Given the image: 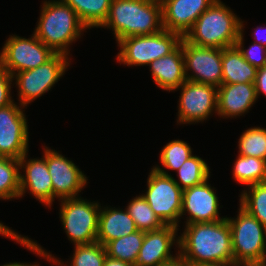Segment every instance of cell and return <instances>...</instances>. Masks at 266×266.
<instances>
[{
	"instance_id": "cell-30",
	"label": "cell",
	"mask_w": 266,
	"mask_h": 266,
	"mask_svg": "<svg viewBox=\"0 0 266 266\" xmlns=\"http://www.w3.org/2000/svg\"><path fill=\"white\" fill-rule=\"evenodd\" d=\"M247 187L239 194V205L266 227V182Z\"/></svg>"
},
{
	"instance_id": "cell-23",
	"label": "cell",
	"mask_w": 266,
	"mask_h": 266,
	"mask_svg": "<svg viewBox=\"0 0 266 266\" xmlns=\"http://www.w3.org/2000/svg\"><path fill=\"white\" fill-rule=\"evenodd\" d=\"M257 68L249 64L235 45L222 49V83H255Z\"/></svg>"
},
{
	"instance_id": "cell-3",
	"label": "cell",
	"mask_w": 266,
	"mask_h": 266,
	"mask_svg": "<svg viewBox=\"0 0 266 266\" xmlns=\"http://www.w3.org/2000/svg\"><path fill=\"white\" fill-rule=\"evenodd\" d=\"M40 11L33 33L55 53L70 56V45L88 28L77 13L61 0H44Z\"/></svg>"
},
{
	"instance_id": "cell-18",
	"label": "cell",
	"mask_w": 266,
	"mask_h": 266,
	"mask_svg": "<svg viewBox=\"0 0 266 266\" xmlns=\"http://www.w3.org/2000/svg\"><path fill=\"white\" fill-rule=\"evenodd\" d=\"M214 2L215 0H163V28L185 37L198 17Z\"/></svg>"
},
{
	"instance_id": "cell-41",
	"label": "cell",
	"mask_w": 266,
	"mask_h": 266,
	"mask_svg": "<svg viewBox=\"0 0 266 266\" xmlns=\"http://www.w3.org/2000/svg\"><path fill=\"white\" fill-rule=\"evenodd\" d=\"M166 266H193L190 263H187L183 260H181L180 258H178L176 261L166 265Z\"/></svg>"
},
{
	"instance_id": "cell-33",
	"label": "cell",
	"mask_w": 266,
	"mask_h": 266,
	"mask_svg": "<svg viewBox=\"0 0 266 266\" xmlns=\"http://www.w3.org/2000/svg\"><path fill=\"white\" fill-rule=\"evenodd\" d=\"M244 22L241 19V33L239 38L236 41V46L242 52L244 59L254 66L255 68L259 69L266 65V47L262 46L258 43L251 42V45L248 46L249 48H244Z\"/></svg>"
},
{
	"instance_id": "cell-39",
	"label": "cell",
	"mask_w": 266,
	"mask_h": 266,
	"mask_svg": "<svg viewBox=\"0 0 266 266\" xmlns=\"http://www.w3.org/2000/svg\"><path fill=\"white\" fill-rule=\"evenodd\" d=\"M199 266H244V265L235 262H220V263L202 264Z\"/></svg>"
},
{
	"instance_id": "cell-27",
	"label": "cell",
	"mask_w": 266,
	"mask_h": 266,
	"mask_svg": "<svg viewBox=\"0 0 266 266\" xmlns=\"http://www.w3.org/2000/svg\"><path fill=\"white\" fill-rule=\"evenodd\" d=\"M175 172L177 173L179 181L174 177L173 179L182 190L203 183L211 175L210 168L206 161L196 155L186 160Z\"/></svg>"
},
{
	"instance_id": "cell-15",
	"label": "cell",
	"mask_w": 266,
	"mask_h": 266,
	"mask_svg": "<svg viewBox=\"0 0 266 266\" xmlns=\"http://www.w3.org/2000/svg\"><path fill=\"white\" fill-rule=\"evenodd\" d=\"M210 177L199 185L182 191L181 217L186 215L185 225L214 222L226 219L219 216V197L208 182Z\"/></svg>"
},
{
	"instance_id": "cell-25",
	"label": "cell",
	"mask_w": 266,
	"mask_h": 266,
	"mask_svg": "<svg viewBox=\"0 0 266 266\" xmlns=\"http://www.w3.org/2000/svg\"><path fill=\"white\" fill-rule=\"evenodd\" d=\"M232 175L237 183L249 186L266 182V160L238 154Z\"/></svg>"
},
{
	"instance_id": "cell-35",
	"label": "cell",
	"mask_w": 266,
	"mask_h": 266,
	"mask_svg": "<svg viewBox=\"0 0 266 266\" xmlns=\"http://www.w3.org/2000/svg\"><path fill=\"white\" fill-rule=\"evenodd\" d=\"M254 84L257 99L261 94L266 96V65L257 70L256 80Z\"/></svg>"
},
{
	"instance_id": "cell-16",
	"label": "cell",
	"mask_w": 266,
	"mask_h": 266,
	"mask_svg": "<svg viewBox=\"0 0 266 266\" xmlns=\"http://www.w3.org/2000/svg\"><path fill=\"white\" fill-rule=\"evenodd\" d=\"M179 228L165 225L156 231L144 232V239L135 266H166L179 258V251L175 255L171 249L179 248Z\"/></svg>"
},
{
	"instance_id": "cell-37",
	"label": "cell",
	"mask_w": 266,
	"mask_h": 266,
	"mask_svg": "<svg viewBox=\"0 0 266 266\" xmlns=\"http://www.w3.org/2000/svg\"><path fill=\"white\" fill-rule=\"evenodd\" d=\"M4 236L5 238L12 239V241H16V239L21 235L17 232L13 231V229L9 228L8 226L4 225L0 221V236Z\"/></svg>"
},
{
	"instance_id": "cell-31",
	"label": "cell",
	"mask_w": 266,
	"mask_h": 266,
	"mask_svg": "<svg viewBox=\"0 0 266 266\" xmlns=\"http://www.w3.org/2000/svg\"><path fill=\"white\" fill-rule=\"evenodd\" d=\"M238 140V154L266 160V128L250 127Z\"/></svg>"
},
{
	"instance_id": "cell-26",
	"label": "cell",
	"mask_w": 266,
	"mask_h": 266,
	"mask_svg": "<svg viewBox=\"0 0 266 266\" xmlns=\"http://www.w3.org/2000/svg\"><path fill=\"white\" fill-rule=\"evenodd\" d=\"M143 239L144 231L141 230L114 239L105 245L106 253L109 257L135 266Z\"/></svg>"
},
{
	"instance_id": "cell-38",
	"label": "cell",
	"mask_w": 266,
	"mask_h": 266,
	"mask_svg": "<svg viewBox=\"0 0 266 266\" xmlns=\"http://www.w3.org/2000/svg\"><path fill=\"white\" fill-rule=\"evenodd\" d=\"M103 266H134L121 260L106 256Z\"/></svg>"
},
{
	"instance_id": "cell-29",
	"label": "cell",
	"mask_w": 266,
	"mask_h": 266,
	"mask_svg": "<svg viewBox=\"0 0 266 266\" xmlns=\"http://www.w3.org/2000/svg\"><path fill=\"white\" fill-rule=\"evenodd\" d=\"M126 209L135 222L138 230L156 231L165 226V224L155 215L148 202L138 195L131 199L126 206Z\"/></svg>"
},
{
	"instance_id": "cell-36",
	"label": "cell",
	"mask_w": 266,
	"mask_h": 266,
	"mask_svg": "<svg viewBox=\"0 0 266 266\" xmlns=\"http://www.w3.org/2000/svg\"><path fill=\"white\" fill-rule=\"evenodd\" d=\"M261 32H263L265 34V36L264 35L259 36V35H261ZM252 36L254 37L255 43H258V44L266 47V26L265 25L257 26L255 28V30L252 32Z\"/></svg>"
},
{
	"instance_id": "cell-32",
	"label": "cell",
	"mask_w": 266,
	"mask_h": 266,
	"mask_svg": "<svg viewBox=\"0 0 266 266\" xmlns=\"http://www.w3.org/2000/svg\"><path fill=\"white\" fill-rule=\"evenodd\" d=\"M191 146L182 140L175 139L168 142L161 150L160 163L168 170L177 171L192 154Z\"/></svg>"
},
{
	"instance_id": "cell-9",
	"label": "cell",
	"mask_w": 266,
	"mask_h": 266,
	"mask_svg": "<svg viewBox=\"0 0 266 266\" xmlns=\"http://www.w3.org/2000/svg\"><path fill=\"white\" fill-rule=\"evenodd\" d=\"M68 55L56 53L50 60L34 69L13 74L18 89L19 104L26 107L34 100L51 90L65 75L71 64Z\"/></svg>"
},
{
	"instance_id": "cell-7",
	"label": "cell",
	"mask_w": 266,
	"mask_h": 266,
	"mask_svg": "<svg viewBox=\"0 0 266 266\" xmlns=\"http://www.w3.org/2000/svg\"><path fill=\"white\" fill-rule=\"evenodd\" d=\"M147 178V191L142 197L165 225L180 227L183 190L159 165L151 168Z\"/></svg>"
},
{
	"instance_id": "cell-20",
	"label": "cell",
	"mask_w": 266,
	"mask_h": 266,
	"mask_svg": "<svg viewBox=\"0 0 266 266\" xmlns=\"http://www.w3.org/2000/svg\"><path fill=\"white\" fill-rule=\"evenodd\" d=\"M16 243L20 244V246H25L27 250L58 266H103L107 256L105 246L97 241L90 244L75 245L73 257H70V265H65L64 262L58 260L57 257L27 236L20 235L16 239Z\"/></svg>"
},
{
	"instance_id": "cell-13",
	"label": "cell",
	"mask_w": 266,
	"mask_h": 266,
	"mask_svg": "<svg viewBox=\"0 0 266 266\" xmlns=\"http://www.w3.org/2000/svg\"><path fill=\"white\" fill-rule=\"evenodd\" d=\"M183 57L187 80L217 88L221 85L222 48L197 46L183 37Z\"/></svg>"
},
{
	"instance_id": "cell-14",
	"label": "cell",
	"mask_w": 266,
	"mask_h": 266,
	"mask_svg": "<svg viewBox=\"0 0 266 266\" xmlns=\"http://www.w3.org/2000/svg\"><path fill=\"white\" fill-rule=\"evenodd\" d=\"M43 149L53 186V202L55 198L62 200L79 197V193L88 183L86 175L62 153L47 146Z\"/></svg>"
},
{
	"instance_id": "cell-8",
	"label": "cell",
	"mask_w": 266,
	"mask_h": 266,
	"mask_svg": "<svg viewBox=\"0 0 266 266\" xmlns=\"http://www.w3.org/2000/svg\"><path fill=\"white\" fill-rule=\"evenodd\" d=\"M60 202L59 217L68 240L74 246L96 242L101 204L81 197Z\"/></svg>"
},
{
	"instance_id": "cell-1",
	"label": "cell",
	"mask_w": 266,
	"mask_h": 266,
	"mask_svg": "<svg viewBox=\"0 0 266 266\" xmlns=\"http://www.w3.org/2000/svg\"><path fill=\"white\" fill-rule=\"evenodd\" d=\"M179 235V258L193 266L234 262L231 230L226 219L184 225Z\"/></svg>"
},
{
	"instance_id": "cell-22",
	"label": "cell",
	"mask_w": 266,
	"mask_h": 266,
	"mask_svg": "<svg viewBox=\"0 0 266 266\" xmlns=\"http://www.w3.org/2000/svg\"><path fill=\"white\" fill-rule=\"evenodd\" d=\"M138 231L135 222L127 209L106 206L99 213L97 242L106 245L108 242Z\"/></svg>"
},
{
	"instance_id": "cell-5",
	"label": "cell",
	"mask_w": 266,
	"mask_h": 266,
	"mask_svg": "<svg viewBox=\"0 0 266 266\" xmlns=\"http://www.w3.org/2000/svg\"><path fill=\"white\" fill-rule=\"evenodd\" d=\"M237 217H227L231 230L234 262L244 266H266V227L239 206Z\"/></svg>"
},
{
	"instance_id": "cell-10",
	"label": "cell",
	"mask_w": 266,
	"mask_h": 266,
	"mask_svg": "<svg viewBox=\"0 0 266 266\" xmlns=\"http://www.w3.org/2000/svg\"><path fill=\"white\" fill-rule=\"evenodd\" d=\"M55 54L34 33L30 38L9 35L0 52V64L13 75L41 66Z\"/></svg>"
},
{
	"instance_id": "cell-4",
	"label": "cell",
	"mask_w": 266,
	"mask_h": 266,
	"mask_svg": "<svg viewBox=\"0 0 266 266\" xmlns=\"http://www.w3.org/2000/svg\"><path fill=\"white\" fill-rule=\"evenodd\" d=\"M240 19L225 3L215 0L184 38L201 47L224 49L235 46L241 33Z\"/></svg>"
},
{
	"instance_id": "cell-24",
	"label": "cell",
	"mask_w": 266,
	"mask_h": 266,
	"mask_svg": "<svg viewBox=\"0 0 266 266\" xmlns=\"http://www.w3.org/2000/svg\"><path fill=\"white\" fill-rule=\"evenodd\" d=\"M69 5L89 29L100 28L108 16L112 0H61Z\"/></svg>"
},
{
	"instance_id": "cell-17",
	"label": "cell",
	"mask_w": 266,
	"mask_h": 266,
	"mask_svg": "<svg viewBox=\"0 0 266 266\" xmlns=\"http://www.w3.org/2000/svg\"><path fill=\"white\" fill-rule=\"evenodd\" d=\"M24 154L19 159L20 171V196L23 198L24 194L29 191L42 205L52 207L53 204V186L51 176L48 172L46 159L30 158ZM25 172V173H24Z\"/></svg>"
},
{
	"instance_id": "cell-28",
	"label": "cell",
	"mask_w": 266,
	"mask_h": 266,
	"mask_svg": "<svg viewBox=\"0 0 266 266\" xmlns=\"http://www.w3.org/2000/svg\"><path fill=\"white\" fill-rule=\"evenodd\" d=\"M19 160L0 156V199L11 200L20 196Z\"/></svg>"
},
{
	"instance_id": "cell-11",
	"label": "cell",
	"mask_w": 266,
	"mask_h": 266,
	"mask_svg": "<svg viewBox=\"0 0 266 266\" xmlns=\"http://www.w3.org/2000/svg\"><path fill=\"white\" fill-rule=\"evenodd\" d=\"M217 89L213 85L186 80L174 90L173 92L181 91L177 123L196 124L206 121L214 113L217 114Z\"/></svg>"
},
{
	"instance_id": "cell-34",
	"label": "cell",
	"mask_w": 266,
	"mask_h": 266,
	"mask_svg": "<svg viewBox=\"0 0 266 266\" xmlns=\"http://www.w3.org/2000/svg\"><path fill=\"white\" fill-rule=\"evenodd\" d=\"M12 75L0 64V108L14 102L11 95Z\"/></svg>"
},
{
	"instance_id": "cell-40",
	"label": "cell",
	"mask_w": 266,
	"mask_h": 266,
	"mask_svg": "<svg viewBox=\"0 0 266 266\" xmlns=\"http://www.w3.org/2000/svg\"><path fill=\"white\" fill-rule=\"evenodd\" d=\"M1 266H40V265L37 262L36 263L34 262V264L33 263L29 264V263H25V262L24 263H20V262H13L12 263V262H9V263H6V264L1 265Z\"/></svg>"
},
{
	"instance_id": "cell-19",
	"label": "cell",
	"mask_w": 266,
	"mask_h": 266,
	"mask_svg": "<svg viewBox=\"0 0 266 266\" xmlns=\"http://www.w3.org/2000/svg\"><path fill=\"white\" fill-rule=\"evenodd\" d=\"M257 100L254 83L221 84L217 89V115L225 119L240 117Z\"/></svg>"
},
{
	"instance_id": "cell-2",
	"label": "cell",
	"mask_w": 266,
	"mask_h": 266,
	"mask_svg": "<svg viewBox=\"0 0 266 266\" xmlns=\"http://www.w3.org/2000/svg\"><path fill=\"white\" fill-rule=\"evenodd\" d=\"M101 28H109L118 43L131 36H142L163 30L162 3L156 0H112Z\"/></svg>"
},
{
	"instance_id": "cell-12",
	"label": "cell",
	"mask_w": 266,
	"mask_h": 266,
	"mask_svg": "<svg viewBox=\"0 0 266 266\" xmlns=\"http://www.w3.org/2000/svg\"><path fill=\"white\" fill-rule=\"evenodd\" d=\"M18 104V105H17ZM26 107L15 101L0 108V156L19 160L29 151Z\"/></svg>"
},
{
	"instance_id": "cell-6",
	"label": "cell",
	"mask_w": 266,
	"mask_h": 266,
	"mask_svg": "<svg viewBox=\"0 0 266 266\" xmlns=\"http://www.w3.org/2000/svg\"><path fill=\"white\" fill-rule=\"evenodd\" d=\"M183 37L168 30L142 36H131L121 39L117 46L120 50L116 56L119 64L129 66H145L173 52Z\"/></svg>"
},
{
	"instance_id": "cell-21",
	"label": "cell",
	"mask_w": 266,
	"mask_h": 266,
	"mask_svg": "<svg viewBox=\"0 0 266 266\" xmlns=\"http://www.w3.org/2000/svg\"><path fill=\"white\" fill-rule=\"evenodd\" d=\"M148 66L153 81L160 89L172 92L180 87L187 80L183 57V39L173 52L152 61Z\"/></svg>"
}]
</instances>
